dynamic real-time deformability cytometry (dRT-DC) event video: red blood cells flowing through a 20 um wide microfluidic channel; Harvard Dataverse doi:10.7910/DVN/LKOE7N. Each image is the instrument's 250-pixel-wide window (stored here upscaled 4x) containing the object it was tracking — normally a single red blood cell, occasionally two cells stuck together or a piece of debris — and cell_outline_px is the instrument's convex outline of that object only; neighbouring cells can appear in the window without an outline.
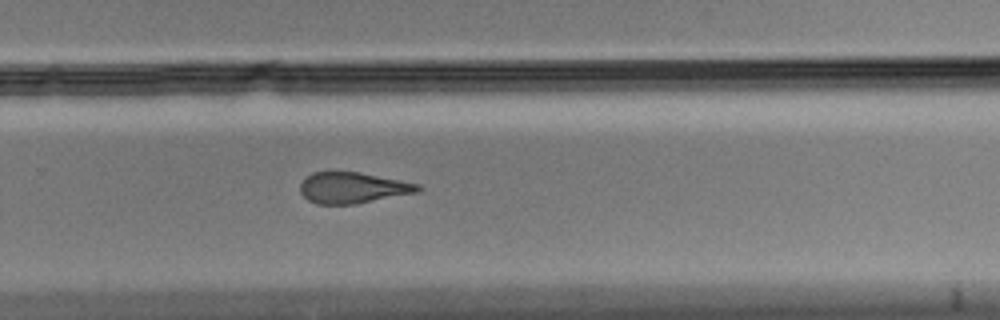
{"species": "Egyptian fruit bat (a non-hibernating species)", "species_latin": "Rousettus aegyptiacus", "temperature_condition": "cold", "stored_images_in_passage": 9, "camera_frame_rate_fps": 3000, "um_per_image_px": 0.085, "animal": {"sex": "male"}, "frame": {"image": 1, "passage_image": 9, "time_ms": 2.667, "image_size_px": [1000, 320], "cell_outline_px": [[424, 188], [420, 192], [352, 204], [316, 204], [308, 200], [300, 192], [300, 184], [312, 172], [360, 172], [420, 184]], "centroid_in_image_um": [30.02, 15.96], "position_along_channel_um": 299.8, "area_um2": 21.21}}